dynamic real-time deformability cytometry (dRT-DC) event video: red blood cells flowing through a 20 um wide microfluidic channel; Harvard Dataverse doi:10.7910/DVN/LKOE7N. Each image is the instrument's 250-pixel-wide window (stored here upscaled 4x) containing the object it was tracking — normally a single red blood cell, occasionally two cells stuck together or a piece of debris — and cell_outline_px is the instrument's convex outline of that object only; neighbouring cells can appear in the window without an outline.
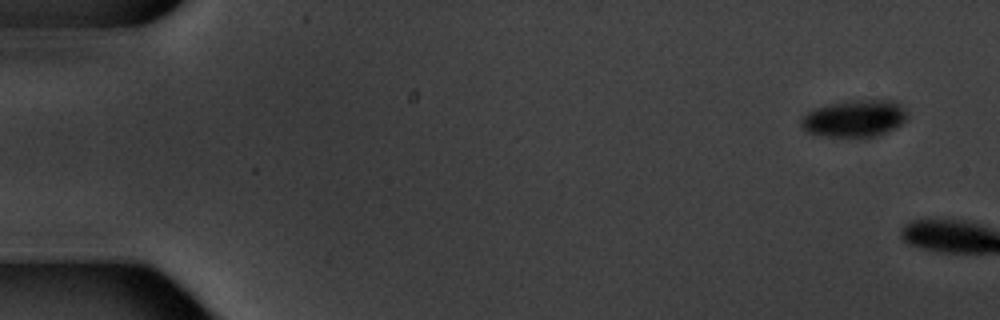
{"species": "common noctule bat (a hibernating species)", "species_latin": "Nyctalus noctula", "temperature_condition": "warm", "stored_images_in_passage": 2, "camera_frame_rate_fps": 3000, "um_per_image_px": 0.085, "animal": {"sex": "male", "body_mass_g": 20.1, "forearm_length_mm": 53.5}, "frame": {"image": 1, "passage_image": 1, "time_ms": 0.0, "image_size_px": [1000, 320], "cell_outline_px": [[908, 120], [896, 128], [876, 136], [860, 140], [820, 136], [808, 132], [800, 128], [800, 120], [808, 112], [816, 108], [832, 104], [856, 100], [892, 100], [900, 104], [908, 112]], "centroid_in_image_um": [72.67, 10.13], "position_along_channel_um": 12.3, "area_um2": 23.64}}